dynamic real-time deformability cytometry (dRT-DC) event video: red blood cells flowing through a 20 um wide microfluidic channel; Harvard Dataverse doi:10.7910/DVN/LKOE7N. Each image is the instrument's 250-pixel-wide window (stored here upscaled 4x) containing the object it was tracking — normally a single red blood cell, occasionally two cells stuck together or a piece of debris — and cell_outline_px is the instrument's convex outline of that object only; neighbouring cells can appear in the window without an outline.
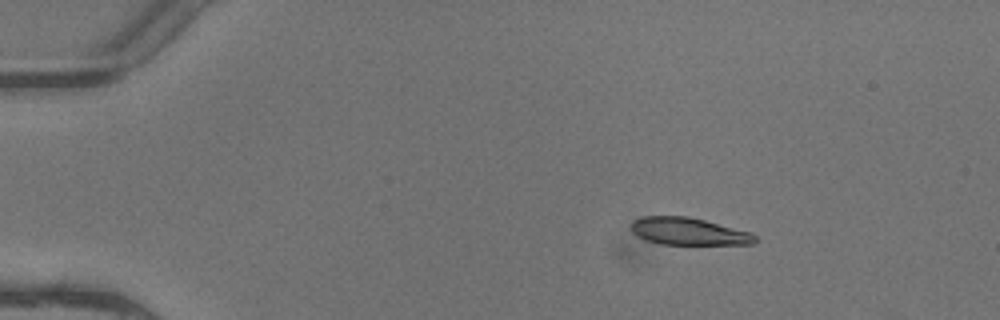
{"species": "common noctule bat (a hibernating species)", "species_latin": "Nyctalus noctula", "temperature_condition": "warm", "stored_images_in_passage": 6, "camera_frame_rate_fps": 3000, "um_per_image_px": 0.085, "animal": {"sex": "female"}, "frame": {"image": 1, "passage_image": 2, "time_ms": 0.333, "image_size_px": [1000, 320], "cell_outline_px": [[756, 240], [752, 244], [660, 244], [636, 236], [632, 232], [632, 220], [644, 216], [688, 216], [704, 220], [748, 232], [756, 236]], "centroid_in_image_um": [58.47, 19.66], "position_along_channel_um": 26.5, "area_um2": 19.42}}
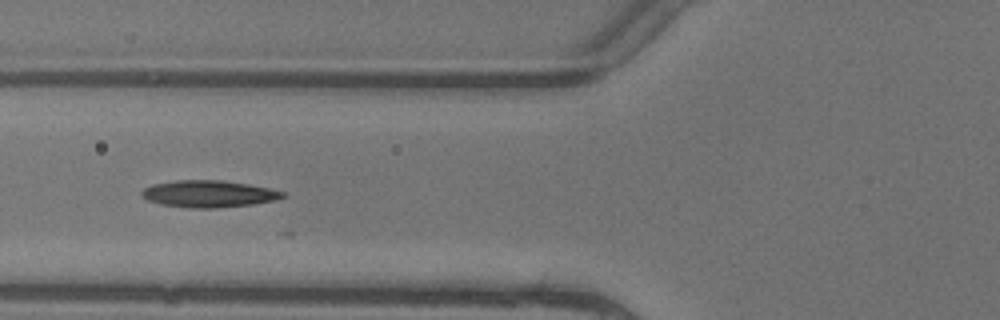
{"frame": {"image": 2, "passage_image": 5, "time_ms": 1.333, "image_size_px": [1000, 320], "cell_outline_px": [[288, 196], [276, 200], [252, 204], [216, 208], [188, 208], [160, 204], [148, 200], [140, 196], [140, 192], [144, 188], [152, 184], [176, 180], [224, 180], [272, 188], [284, 192]], "centroid_in_image_um": [17.75, 16.47], "position_along_channel_um": 108.1, "area_um2": 22.37}}